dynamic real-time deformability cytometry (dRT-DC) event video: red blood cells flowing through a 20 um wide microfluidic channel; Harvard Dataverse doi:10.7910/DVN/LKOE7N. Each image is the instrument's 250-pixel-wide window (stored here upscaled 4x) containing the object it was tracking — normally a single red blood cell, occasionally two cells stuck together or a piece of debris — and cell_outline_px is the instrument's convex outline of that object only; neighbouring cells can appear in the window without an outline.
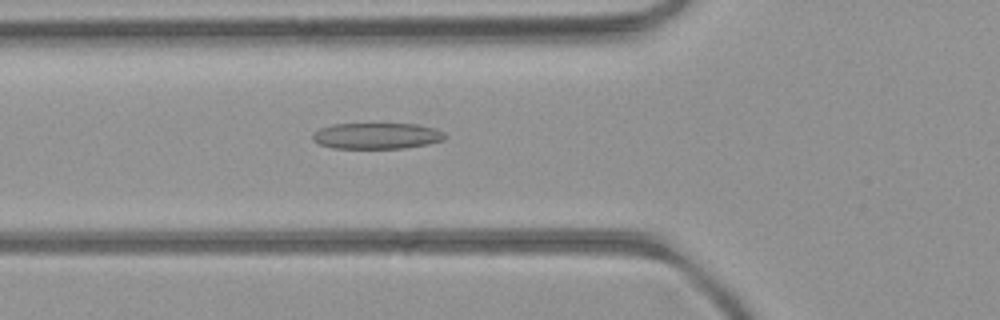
{"species": "common noctule bat (a hibernating species)", "species_latin": "Nyctalus noctula", "temperature_condition": "room temperature", "stored_images_in_passage": 48, "camera_frame_rate_fps": 3000, "um_per_image_px": 0.085, "animal": {"sex": "female", "body_mass_g": 21.9}, "frame": {"image": 1, "passage_image": 16, "time_ms": 5.0, "image_size_px": [1000, 320], "cell_outline_px": [[448, 136], [444, 140], [404, 148], [332, 148], [320, 144], [312, 140], [312, 136], [320, 128], [332, 124], [416, 124], [436, 128], [444, 132]], "centroid_in_image_um": [32.04, 11.54], "position_along_channel_um": 93.8, "area_um2": 20.06}}
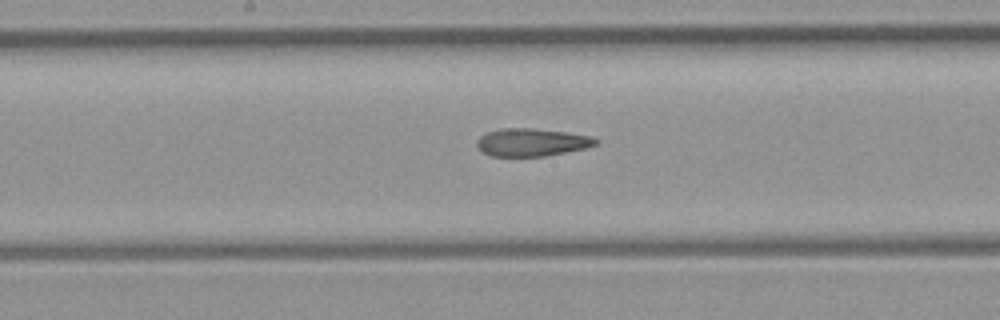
{"frame": {"image": 2, "passage_image": 24, "time_ms": 7.667, "image_size_px": [1000, 320], "cell_outline_px": [[600, 140], [596, 144], [584, 148], [544, 156], [492, 156], [484, 152], [476, 144], [476, 140], [480, 136], [488, 132], [500, 128], [532, 128], [568, 132], [592, 136]], "centroid_in_image_um": [45.2, 12.08], "position_along_channel_um": 203.0, "area_um2": 19.13}}
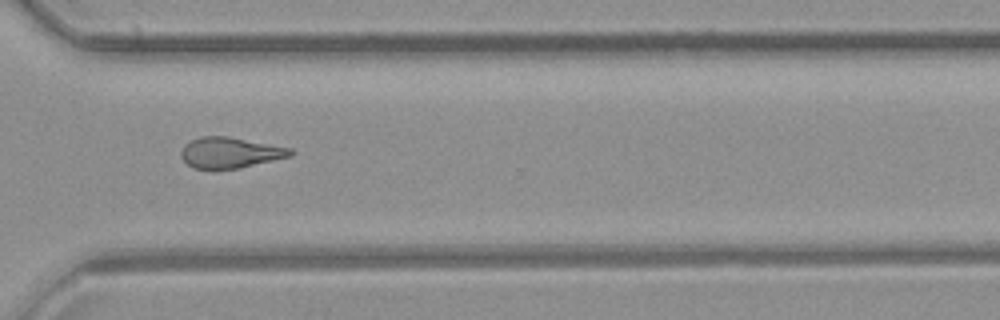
{"frame": {"image": 3, "passage_image": 35, "time_ms": 11.333, "image_size_px": [1000, 320], "cell_outline_px": [[296, 152], [292, 156], [240, 168], [212, 172], [192, 168], [180, 156], [180, 152], [184, 144], [200, 136], [228, 136], [292, 148]], "centroid_in_image_um": [19.54, 13.01], "position_along_channel_um": 351.1, "area_um2": 20.35}, "authors_computed_cell_mechanics": {"area_um2": 20.3456, "velocity_mm_per_s": 4.0517, "shape_relaxation_time_tau1_ms": null, "shape_relaxation_time_tau2_ms": 2.6687, "deformation_change_tau1": null, "deformation_change_tau2": 0.1253}}